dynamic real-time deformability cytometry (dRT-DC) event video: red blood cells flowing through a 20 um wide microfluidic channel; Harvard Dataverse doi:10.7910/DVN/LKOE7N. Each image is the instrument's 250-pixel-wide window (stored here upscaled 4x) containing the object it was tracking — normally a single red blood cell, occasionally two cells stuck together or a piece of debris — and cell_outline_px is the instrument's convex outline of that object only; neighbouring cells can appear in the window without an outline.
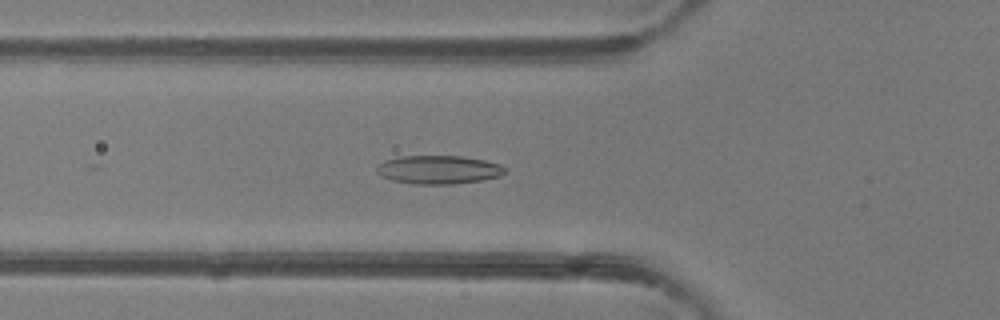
{"species": "common noctule bat (a hibernating species)", "species_latin": "Nyctalus noctula", "temperature_condition": "room temperature", "stored_images_in_passage": 35, "camera_frame_rate_fps": 3000, "um_per_image_px": 0.085, "animal": {"sex": "female"}, "frame": {"image": 1, "passage_image": 9, "time_ms": 2.667, "image_size_px": [1000, 320], "cell_outline_px": [[504, 172], [500, 176], [484, 180], [452, 184], [412, 184], [392, 180], [376, 172], [376, 168], [384, 160], [400, 156], [460, 156], [484, 160], [500, 164], [504, 168]], "centroid_in_image_um": [37.27, 14.42], "position_along_channel_um": 88.5, "area_um2": 21.21}}
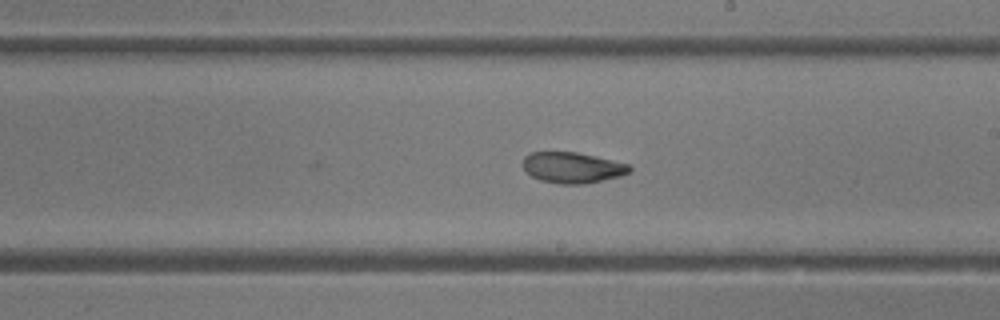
{"frame": {"image": 2, "passage_image": 20, "time_ms": 6.333, "image_size_px": [1000, 320], "cell_outline_px": [[632, 172], [620, 176], [584, 184], [560, 184], [540, 180], [532, 176], [524, 168], [524, 156], [532, 152], [576, 152], [596, 156], [628, 164], [632, 168]], "centroid_in_image_um": [48.68, 14.25], "position_along_channel_um": 240.3, "area_um2": 19.07}}
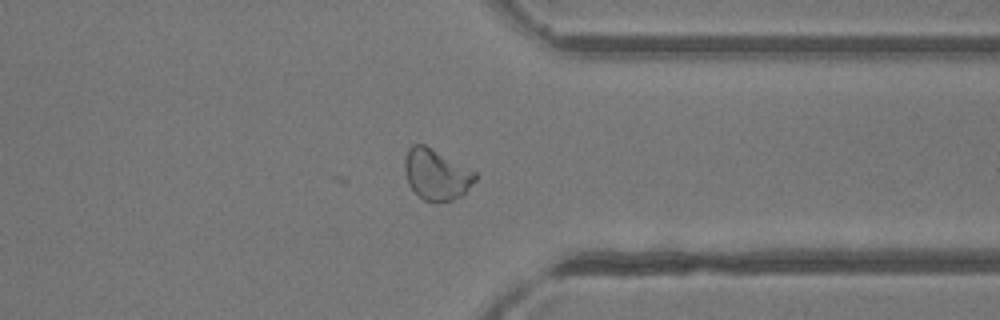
{"frame": {"image": 3, "passage_image": 30, "time_ms": 9.667, "image_size_px": [1000, 320], "cell_outline_px": [[476, 180], [460, 196], [452, 200], [436, 204], [424, 200], [408, 184], [404, 168], [404, 160], [408, 148], [412, 144], [424, 144], [476, 172]], "centroid_in_image_um": [37.06, 14.84], "position_along_channel_um": 374.3, "area_um2": 20.81}, "authors_computed_cell_mechanics": {"area_um2": 19.8832, "velocity_mm_per_s": 4.1265, "shape_relaxation_time_tau1_ms": 7.323, "shape_relaxation_time_tau2_ms": 1.9475, "deformation_change_tau1": 0.1722, "deformation_change_tau2": 0.0717}}